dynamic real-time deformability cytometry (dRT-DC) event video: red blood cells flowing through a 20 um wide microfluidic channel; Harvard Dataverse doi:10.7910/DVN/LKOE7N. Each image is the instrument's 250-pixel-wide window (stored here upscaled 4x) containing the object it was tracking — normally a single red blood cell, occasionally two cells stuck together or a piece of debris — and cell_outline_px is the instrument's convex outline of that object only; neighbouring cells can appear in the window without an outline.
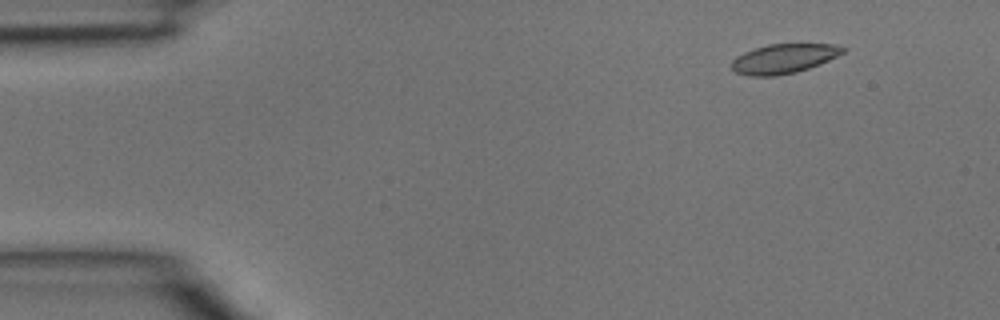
{"species": "common noctule bat (a hibernating species)", "species_latin": "Nyctalus noctula", "temperature_condition": "room temperature", "stored_images_in_passage": 4, "camera_frame_rate_fps": 3000, "um_per_image_px": 0.085, "animal": {"sex": "male", "body_mass_g": 15.6}, "frame": {"image": 1, "passage_image": 2, "time_ms": 0.333, "image_size_px": [1000, 320], "cell_outline_px": [[848, 48], [844, 52], [820, 64], [796, 72], [776, 76], [748, 76], [736, 72], [732, 68], [732, 60], [736, 56], [744, 52], [768, 44], [832, 44]], "centroid_in_image_um": [66.61, 4.99], "position_along_channel_um": 18.4, "area_um2": 19.02}}
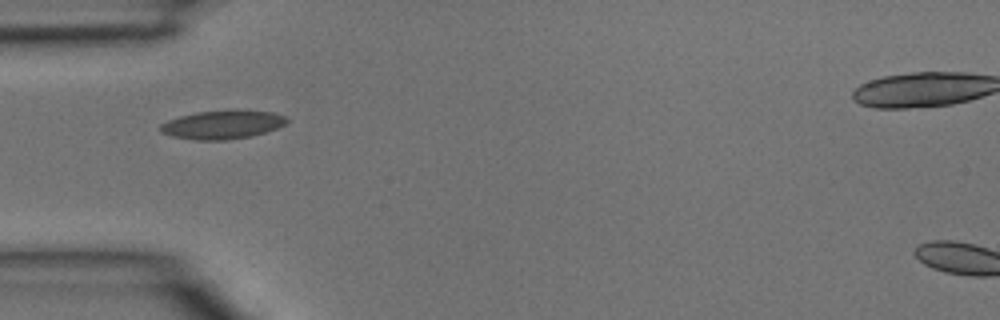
{"frame": {"image": 2, "passage_image": 4, "time_ms": 1.0, "image_size_px": [1000, 320], "cell_outline_px": [[288, 120], [284, 124], [276, 128], [252, 136], [224, 140], [196, 140], [172, 136], [160, 132], [160, 124], [168, 120], [180, 116], [196, 112], [272, 112], [288, 116]], "centroid_in_image_um": [18.87, 10.63], "position_along_channel_um": 66.1, "area_um2": 20.35}}